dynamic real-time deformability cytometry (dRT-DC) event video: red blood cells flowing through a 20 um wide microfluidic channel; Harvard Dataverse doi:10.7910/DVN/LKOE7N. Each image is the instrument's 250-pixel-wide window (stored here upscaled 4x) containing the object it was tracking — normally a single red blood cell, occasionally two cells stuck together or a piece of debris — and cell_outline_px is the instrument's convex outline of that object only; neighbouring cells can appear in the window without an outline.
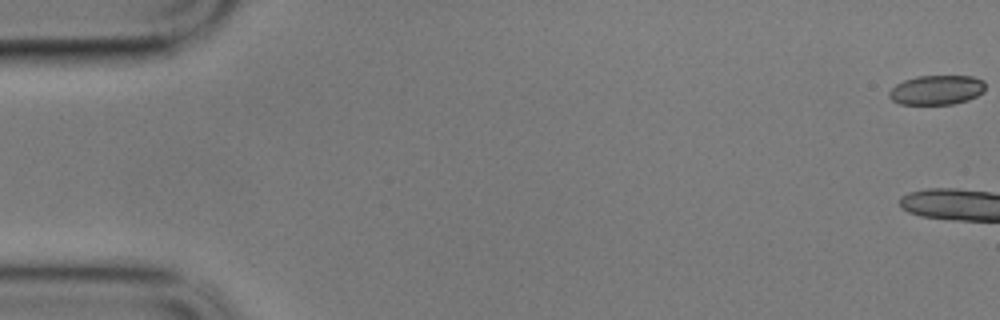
{"species": "common noctule bat (a hibernating species)", "species_latin": "Nyctalus noctula", "temperature_condition": "cold", "stored_images_in_passage": 5, "camera_frame_rate_fps": 3000, "um_per_image_px": 0.085, "animal": {"sex": "male", "body_mass_g": 17.9}, "frame": {"image": 1, "passage_image": 1, "time_ms": 0.0, "image_size_px": [1000, 320], "cell_outline_px": [[984, 92], [968, 100], [952, 104], [900, 104], [892, 100], [888, 96], [888, 92], [896, 84], [904, 80], [916, 76], [972, 76], [984, 80]], "centroid_in_image_um": [79.61, 7.64], "position_along_channel_um": 5.4, "area_um2": 16.59}}